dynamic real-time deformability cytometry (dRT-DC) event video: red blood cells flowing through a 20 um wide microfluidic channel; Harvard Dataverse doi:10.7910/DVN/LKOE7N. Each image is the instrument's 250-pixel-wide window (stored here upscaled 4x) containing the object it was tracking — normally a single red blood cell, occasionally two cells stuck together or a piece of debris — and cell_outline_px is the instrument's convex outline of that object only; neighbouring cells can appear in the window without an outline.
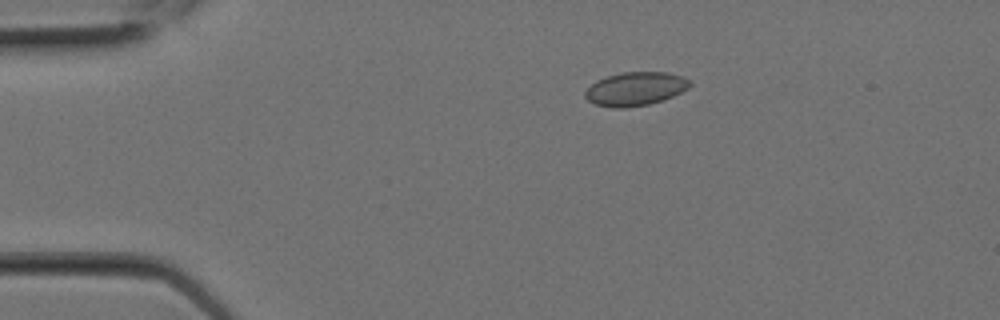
{"species": "Egyptian fruit bat (a non-hibernating species)", "species_latin": "Rousettus aegyptiacus", "temperature_condition": "room temperature", "stored_images_in_passage": 8, "camera_frame_rate_fps": 3000, "um_per_image_px": 0.085, "animal": {"sex": "female"}, "frame": {"image": 1, "passage_image": 3, "time_ms": 0.667, "image_size_px": [1000, 320], "cell_outline_px": [[692, 84], [688, 88], [672, 96], [648, 104], [624, 108], [612, 108], [596, 104], [588, 100], [584, 96], [584, 92], [596, 80], [608, 76], [624, 72], [668, 72], [684, 76]], "centroid_in_image_um": [54.0, 7.54], "position_along_channel_um": 31.0, "area_um2": 20.35}}
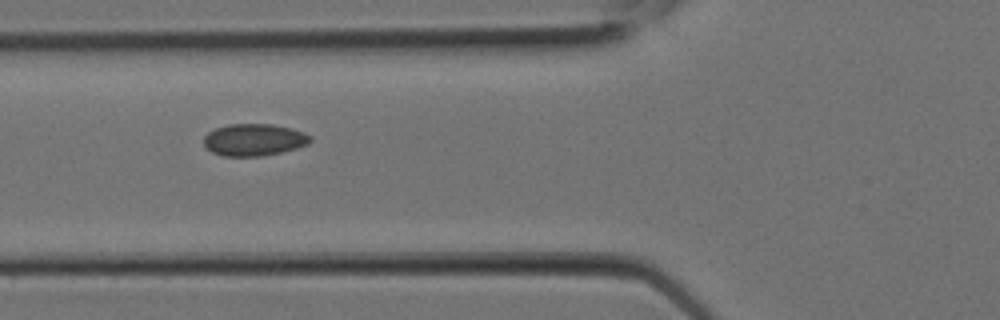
{"frame": {"image": 2, "passage_image": 7, "time_ms": 2.0, "image_size_px": [1000, 320], "cell_outline_px": [[312, 140], [308, 144], [296, 148], [264, 156], [224, 156], [212, 152], [204, 148], [204, 136], [208, 132], [216, 128], [228, 124], [272, 124], [292, 128], [304, 132], [312, 136]], "centroid_in_image_um": [21.59, 11.88], "position_along_channel_um": 104.2, "area_um2": 20.06}}
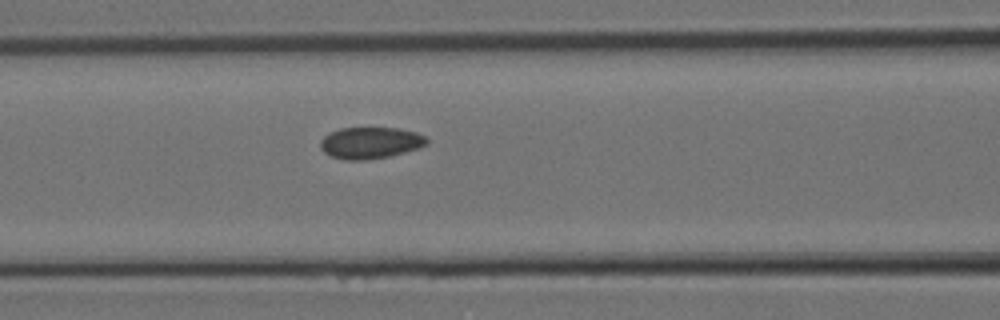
{"frame": {"image": 3, "passage_image": 8, "time_ms": 2.333, "image_size_px": [1000, 320], "cell_outline_px": [[428, 144], [420, 148], [388, 156], [364, 160], [344, 160], [332, 156], [324, 152], [320, 148], [320, 140], [324, 136], [340, 128], [400, 128], [416, 132], [424, 136], [428, 140]], "centroid_in_image_um": [31.49, 12.14], "position_along_channel_um": 135.1, "area_um2": 19.54}}